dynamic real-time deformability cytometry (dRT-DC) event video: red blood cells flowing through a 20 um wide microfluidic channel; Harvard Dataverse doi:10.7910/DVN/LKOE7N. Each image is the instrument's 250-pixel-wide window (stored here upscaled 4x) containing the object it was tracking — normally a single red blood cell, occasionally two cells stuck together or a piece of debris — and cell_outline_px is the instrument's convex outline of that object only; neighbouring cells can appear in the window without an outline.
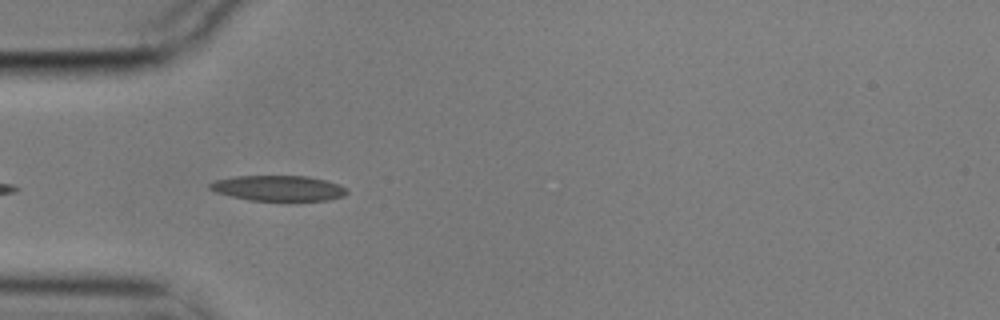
{"species": "common noctule bat (a hibernating species)", "species_latin": "Nyctalus noctula", "temperature_condition": "cold", "stored_images_in_passage": 5, "camera_frame_rate_fps": 3000, "um_per_image_px": 0.085, "animal": {"sex": "male", "body_mass_g": 17.9}, "frame": {"image": 1, "passage_image": 4, "time_ms": 1.0, "image_size_px": [1000, 320], "cell_outline_px": [[348, 192], [344, 196], [328, 200], [248, 200], [216, 192], [208, 188], [208, 184], [216, 180], [236, 176], [308, 176], [340, 184], [348, 188]], "centroid_in_image_um": [23.69, 15.99], "position_along_channel_um": 61.3, "area_um2": 20.23}}
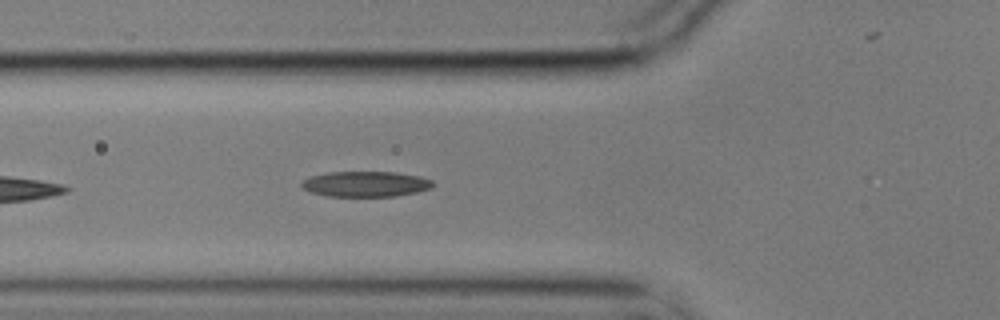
{"frame": {"image": 2, "passage_image": 5, "time_ms": 1.333, "image_size_px": [1000, 320], "cell_outline_px": [[436, 184], [432, 188], [416, 192], [396, 196], [324, 196], [312, 192], [304, 188], [300, 184], [300, 180], [308, 176], [328, 172], [396, 172], [420, 176], [432, 180]], "centroid_in_image_um": [31.07, 15.63], "position_along_channel_um": 94.7, "area_um2": 19.71}}